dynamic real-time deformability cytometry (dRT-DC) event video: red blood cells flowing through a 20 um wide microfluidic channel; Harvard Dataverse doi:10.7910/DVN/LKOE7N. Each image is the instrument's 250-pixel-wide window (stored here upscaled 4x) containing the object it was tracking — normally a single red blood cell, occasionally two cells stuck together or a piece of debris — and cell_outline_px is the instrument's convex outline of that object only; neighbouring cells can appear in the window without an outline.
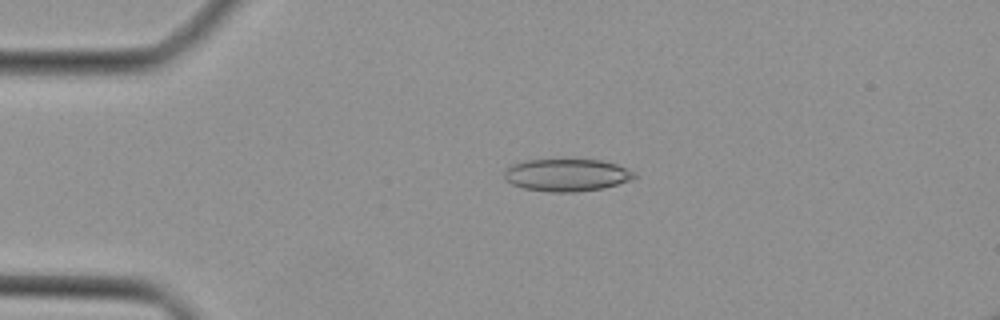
{"species": "Egyptian fruit bat (a non-hibernating species)", "species_latin": "Rousettus aegyptiacus", "temperature_condition": "cold", "stored_images_in_passage": 38, "camera_frame_rate_fps": 3000, "um_per_image_px": 0.085, "animal": {"sex": "female"}, "frame": {"image": 1, "passage_image": 4, "time_ms": 1.0, "image_size_px": [1000, 320], "cell_outline_px": [[636, 176], [632, 180], [604, 188], [576, 192], [552, 192], [524, 188], [512, 184], [504, 180], [504, 172], [512, 164], [524, 160], [572, 156], [600, 160], [616, 164], [628, 168], [636, 172]], "centroid_in_image_um": [48.19, 14.82], "position_along_channel_um": 36.8, "area_um2": 25.72}}
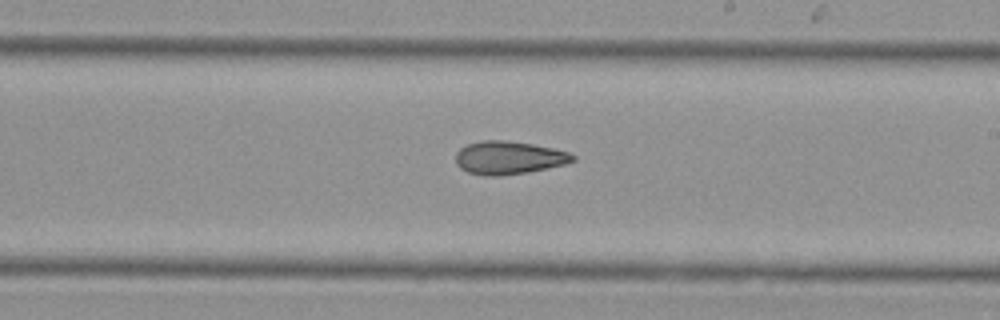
{"frame": {"image": 2, "passage_image": 20, "time_ms": 6.333, "image_size_px": [1000, 320], "cell_outline_px": [[576, 160], [568, 164], [528, 172], [500, 176], [484, 176], [468, 172], [460, 168], [456, 164], [456, 152], [460, 148], [468, 144], [484, 140], [504, 140], [532, 144], [552, 148], [568, 152], [576, 156]], "centroid_in_image_um": [43.25, 13.42], "position_along_channel_um": 245.7, "area_um2": 22.72}}
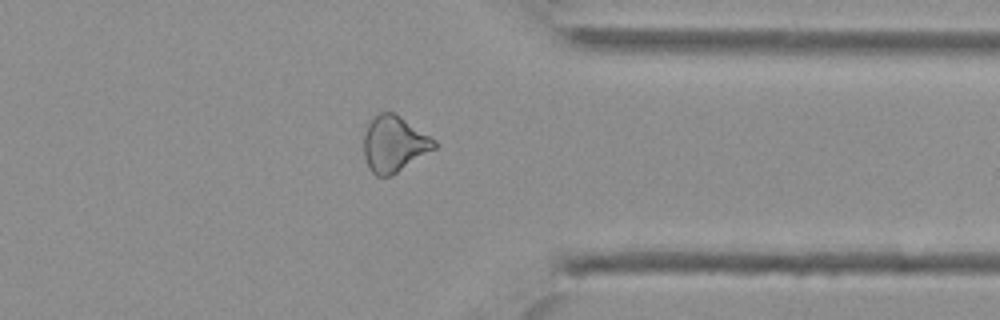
{"frame": {"image": 3, "passage_image": 29, "time_ms": 9.333, "image_size_px": [1000, 320], "cell_outline_px": [[436, 148], [392, 176], [376, 176], [368, 168], [364, 156], [364, 136], [368, 124], [380, 112], [392, 112], [436, 140]], "centroid_in_image_um": [33.49, 12.28], "position_along_channel_um": 377.9, "area_um2": 22.72}}